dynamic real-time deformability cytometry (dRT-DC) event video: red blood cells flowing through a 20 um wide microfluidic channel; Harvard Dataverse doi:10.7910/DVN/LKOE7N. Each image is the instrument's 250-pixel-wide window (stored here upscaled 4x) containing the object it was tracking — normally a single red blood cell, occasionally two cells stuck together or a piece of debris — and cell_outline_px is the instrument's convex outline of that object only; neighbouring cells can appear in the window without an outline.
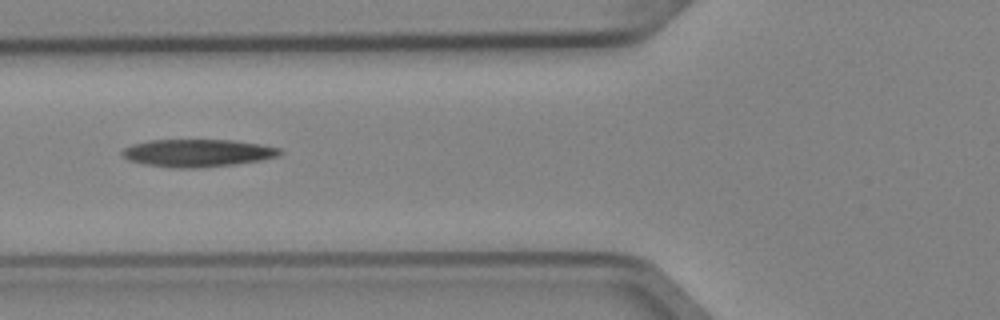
{"species": "Egyptian fruit bat (a non-hibernating species)", "species_latin": "Rousettus aegyptiacus", "temperature_condition": "cold", "stored_images_in_passage": 3, "camera_frame_rate_fps": 3000, "um_per_image_px": 0.085, "animal": {"sex": "female"}, "frame": {"image": 1, "passage_image": 2, "time_ms": 0.333, "image_size_px": [1000, 320], "cell_outline_px": [[284, 152], [280, 156], [260, 160], [232, 164], [196, 168], [168, 168], [144, 164], [128, 160], [120, 156], [120, 152], [124, 148], [132, 144], [148, 140], [236, 140], [260, 144], [280, 148]], "centroid_in_image_um": [16.76, 13.0], "position_along_channel_um": 109.0, "area_um2": 25.61}}
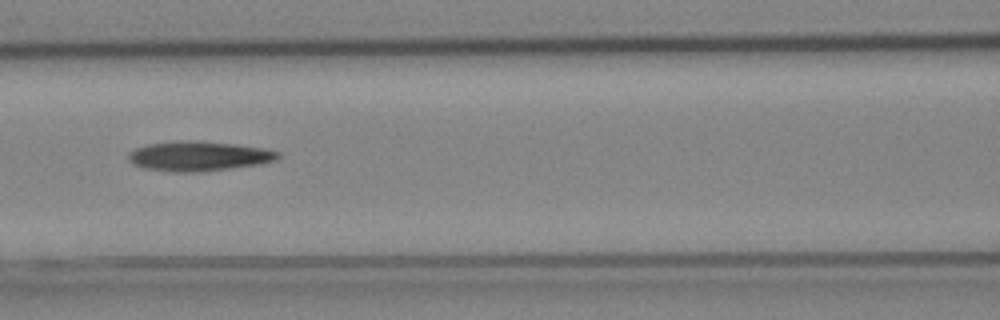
{"frame": {"image": 2, "passage_image": 3, "time_ms": 0.667, "image_size_px": [1000, 320], "cell_outline_px": [[280, 156], [276, 160], [260, 164], [200, 172], [172, 172], [144, 168], [132, 164], [128, 160], [128, 152], [136, 148], [148, 144], [176, 140], [188, 140], [236, 144], [264, 148], [280, 152]], "centroid_in_image_um": [16.87, 13.27], "position_along_channel_um": 149.7, "area_um2": 26.07}}